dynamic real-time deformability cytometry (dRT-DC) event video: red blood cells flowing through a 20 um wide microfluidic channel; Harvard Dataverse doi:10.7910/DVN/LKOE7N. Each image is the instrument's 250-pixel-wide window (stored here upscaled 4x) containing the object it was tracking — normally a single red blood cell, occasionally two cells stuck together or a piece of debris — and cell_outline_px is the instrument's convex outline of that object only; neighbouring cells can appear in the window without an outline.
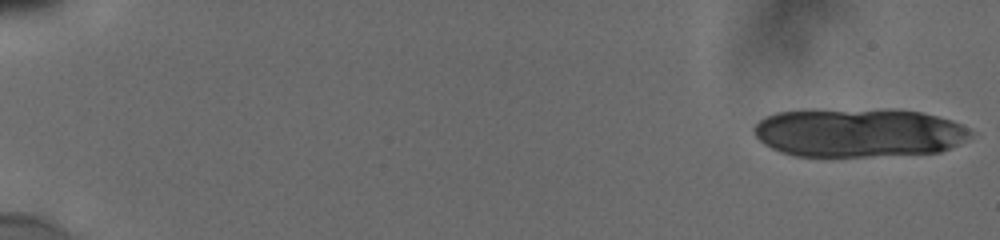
{"species": "human", "species_latin": "Homo sapiens", "temperature_condition": "cold", "stored_images_in_passage": 14, "camera_frame_rate_fps": 3000, "um_per_image_px": 0.085, "donor": {"sex": "male"}, "frame": {"image": 1, "passage_image": 1, "time_ms": 0.0, "image_size_px": [1000, 240], "cell_outline_px": [[972, 136], [940, 152], [864, 156], [796, 156], [780, 152], [764, 144], [756, 136], [752, 128], [764, 116], [776, 112], [812, 108], [900, 108], [920, 112], [952, 120], [968, 128], [972, 132]], "centroid_in_image_um": [72.93, 11.23], "position_along_channel_um": 12.1, "area_um2": 62.77}}